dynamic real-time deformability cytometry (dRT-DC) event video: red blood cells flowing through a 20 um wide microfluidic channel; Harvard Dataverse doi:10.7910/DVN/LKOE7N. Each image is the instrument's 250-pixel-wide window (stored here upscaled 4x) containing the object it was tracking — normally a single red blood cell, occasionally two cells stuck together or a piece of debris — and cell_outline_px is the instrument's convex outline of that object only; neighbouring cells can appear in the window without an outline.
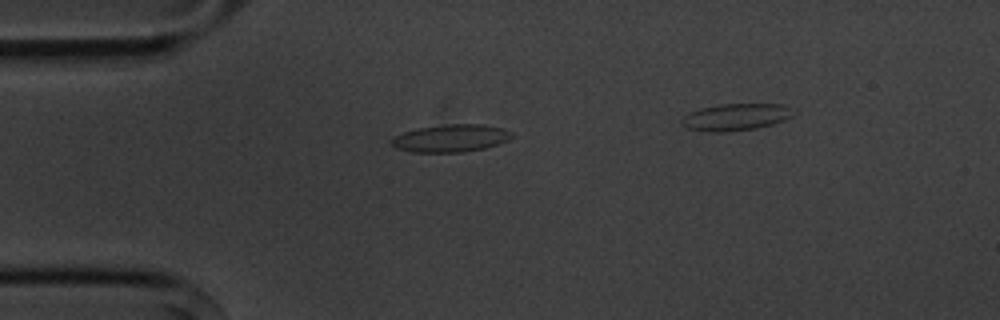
{"species": "common noctule bat (a hibernating species)", "species_latin": "Nyctalus noctula", "temperature_condition": "cold", "stored_images_in_passage": 5, "camera_frame_rate_fps": 3000, "um_per_image_px": 0.085, "animal": {"sex": "male", "body_mass_g": 20.1, "forearm_length_mm": 53.5}, "frame": {"image": 1, "passage_image": 2, "time_ms": 1.0, "image_size_px": [1000, 320], "cell_outline_px": [[512, 136], [508, 140], [484, 148], [460, 152], [412, 152], [396, 148], [388, 144], [388, 140], [392, 136], [404, 132], [420, 128], [448, 124], [484, 124], [504, 128], [512, 132]], "centroid_in_image_um": [38.26, 11.74], "position_along_channel_um": 46.7, "area_um2": 19.36}}
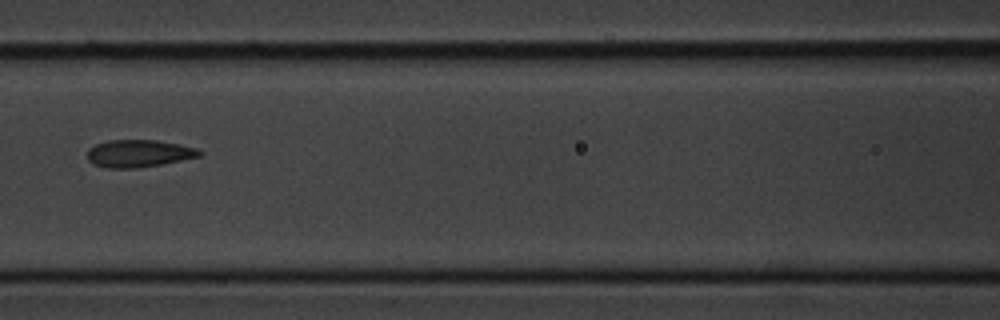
{"frame": {"image": 2, "passage_image": 5, "time_ms": 4.333, "image_size_px": [1000, 320], "cell_outline_px": [[204, 152], [200, 156], [160, 164], [136, 168], [108, 168], [92, 164], [88, 160], [88, 148], [96, 144], [108, 140], [156, 140], [180, 144], [196, 148]], "centroid_in_image_um": [11.78, 13.04], "position_along_channel_um": 154.8, "area_um2": 17.86}}